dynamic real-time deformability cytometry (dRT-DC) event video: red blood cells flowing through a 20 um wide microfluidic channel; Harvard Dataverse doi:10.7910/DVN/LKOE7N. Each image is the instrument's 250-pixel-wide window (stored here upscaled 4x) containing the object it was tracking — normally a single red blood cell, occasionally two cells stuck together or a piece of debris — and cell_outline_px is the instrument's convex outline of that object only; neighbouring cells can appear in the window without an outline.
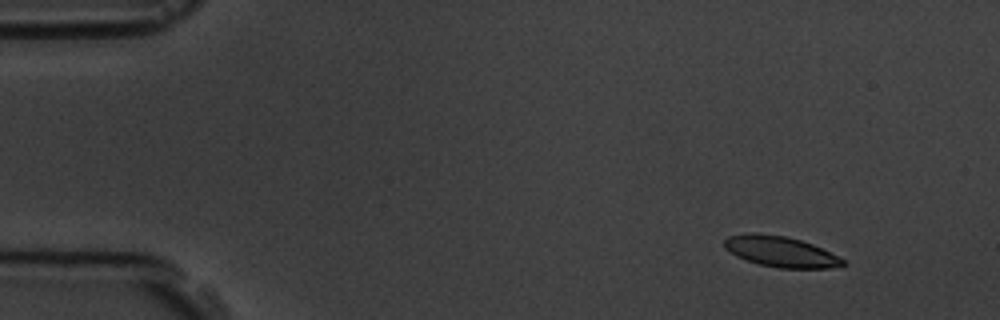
{"species": "common noctule bat (a hibernating species)", "species_latin": "Nyctalus noctula", "temperature_condition": "room temperature", "stored_images_in_passage": 5, "camera_frame_rate_fps": 3000, "um_per_image_px": 0.085, "animal": {"sex": "male", "body_mass_g": 19.5, "forearm_length_mm": 54.6}, "frame": {"image": 1, "passage_image": 2, "time_ms": 1.0, "image_size_px": [1000, 320], "cell_outline_px": [[844, 264], [828, 268], [780, 268], [760, 264], [736, 256], [724, 248], [724, 240], [728, 236], [784, 236], [800, 240], [812, 244], [844, 260]], "centroid_in_image_um": [66.37, 21.43], "position_along_channel_um": 18.6, "area_um2": 19.94}}
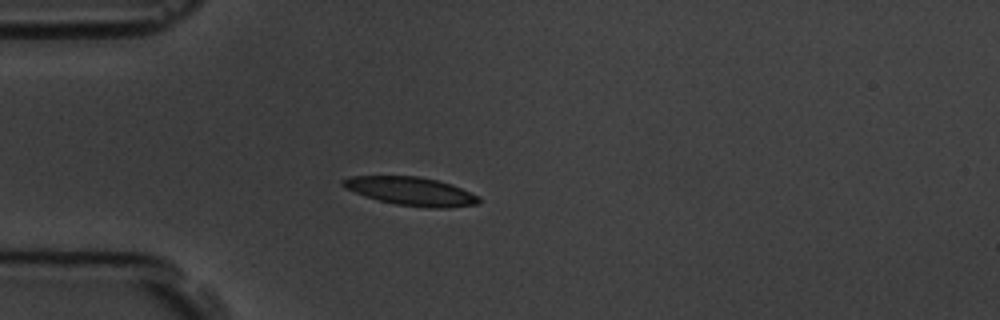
{"frame": {"image": 2, "passage_image": 4, "time_ms": 4.333, "image_size_px": [1000, 320], "cell_outline_px": [[480, 200], [476, 204], [448, 208], [428, 208], [396, 204], [364, 196], [344, 188], [340, 184], [340, 180], [352, 176], [420, 176], [452, 184], [480, 196]], "centroid_in_image_um": [34.93, 16.25], "position_along_channel_um": 50.1, "area_um2": 22.6}}